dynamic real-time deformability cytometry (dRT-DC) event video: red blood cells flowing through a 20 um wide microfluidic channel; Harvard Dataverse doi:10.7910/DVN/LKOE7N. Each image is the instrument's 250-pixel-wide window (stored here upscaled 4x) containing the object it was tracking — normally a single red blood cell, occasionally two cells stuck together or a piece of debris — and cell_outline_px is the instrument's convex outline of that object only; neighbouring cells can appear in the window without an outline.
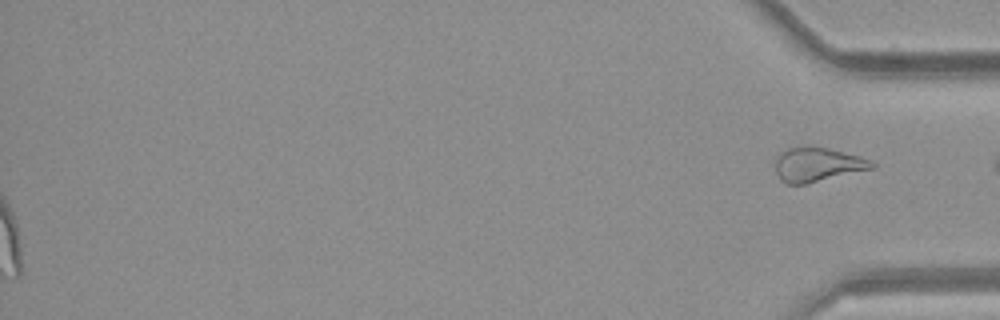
{"species": "common noctule bat (a hibernating species)", "species_latin": "Nyctalus noctula", "temperature_condition": "room temperature", "stored_images_in_passage": 41, "segment_of_instrument_passage": [2, 2], "camera_frame_rate_fps": 3000, "um_per_image_px": 0.085, "animal": {"sex": "female", "body_mass_g": 21.9}, "frame": {"image": 1, "passage_image": 41, "time_ms": 13.333, "image_size_px": [1000, 320], "cell_outline_px": [[876, 168], [808, 184], [788, 184], [780, 180], [776, 172], [776, 160], [780, 152], [788, 148], [808, 144], [828, 148], [860, 156], [872, 160], [876, 164]], "centroid_in_image_um": [69.52, 13.98], "position_along_channel_um": 365.7, "area_um2": 19.77}}